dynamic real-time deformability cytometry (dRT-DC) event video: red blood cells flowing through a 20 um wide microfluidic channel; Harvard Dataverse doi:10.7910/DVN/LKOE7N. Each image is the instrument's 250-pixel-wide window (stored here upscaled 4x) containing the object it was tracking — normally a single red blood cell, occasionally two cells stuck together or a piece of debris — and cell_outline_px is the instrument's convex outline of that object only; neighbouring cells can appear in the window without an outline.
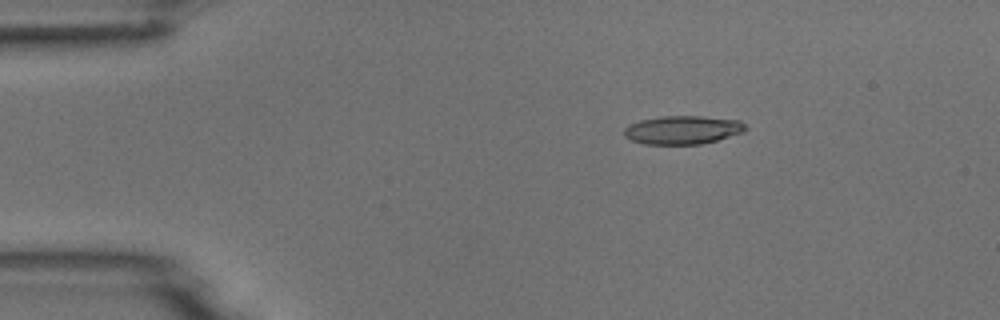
{"species": "common noctule bat (a hibernating species)", "species_latin": "Nyctalus noctula", "temperature_condition": "room temperature", "stored_images_in_passage": 4, "camera_frame_rate_fps": 3000, "um_per_image_px": 0.085, "animal": {"sex": "male", "body_mass_g": 18.8}, "frame": {"image": 1, "passage_image": 2, "time_ms": 2.333, "image_size_px": [1000, 320], "cell_outline_px": [[748, 128], [744, 132], [716, 140], [700, 144], [644, 144], [632, 140], [624, 136], [624, 128], [628, 124], [640, 120], [664, 116], [700, 116], [740, 120]], "centroid_in_image_um": [58.02, 11.04], "position_along_channel_um": 27.0, "area_um2": 20.11}}